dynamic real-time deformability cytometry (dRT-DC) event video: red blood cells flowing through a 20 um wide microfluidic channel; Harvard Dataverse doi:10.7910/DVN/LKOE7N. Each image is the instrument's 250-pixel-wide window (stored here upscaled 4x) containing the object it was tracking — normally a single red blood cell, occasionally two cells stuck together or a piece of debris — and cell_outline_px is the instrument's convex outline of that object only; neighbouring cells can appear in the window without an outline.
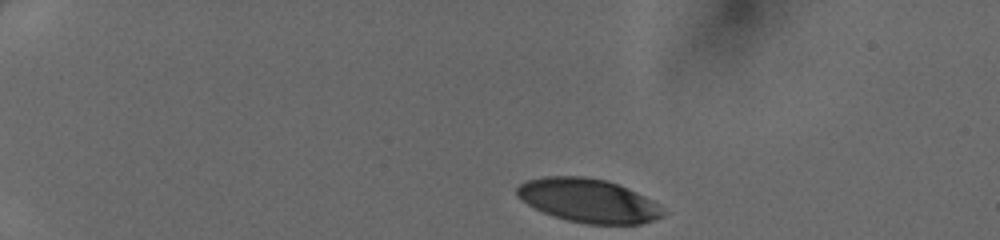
{"species": "human", "species_latin": "Homo sapiens", "temperature_condition": "cold", "stored_images_in_passage": 34, "camera_frame_rate_fps": 3000, "um_per_image_px": 0.085, "donor": {"sex": "female"}, "frame": {"image": 1, "passage_image": 1, "time_ms": 0.0, "image_size_px": [1000, 240], "cell_outline_px": [[664, 216], [640, 224], [584, 224], [568, 220], [544, 212], [520, 200], [516, 196], [516, 188], [520, 184], [528, 180], [544, 176], [584, 176], [604, 180], [616, 184], [636, 192], [652, 200], [664, 212]], "centroid_in_image_um": [49.97, 17.05], "position_along_channel_um": 35.0, "area_um2": 36.82}}
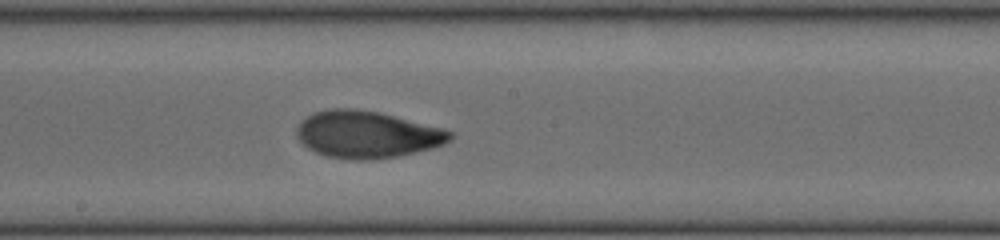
{"frame": {"image": 2, "passage_image": 20, "time_ms": 6.333, "image_size_px": [1000, 240], "cell_outline_px": [[456, 136], [452, 140], [444, 144], [432, 148], [416, 152], [396, 156], [368, 160], [352, 160], [328, 156], [316, 152], [308, 148], [296, 136], [296, 128], [300, 120], [312, 112], [328, 108], [356, 108], [380, 112], [444, 128], [452, 132]], "centroid_in_image_um": [31.2, 11.41], "position_along_channel_um": 217.0, "area_um2": 42.48}}
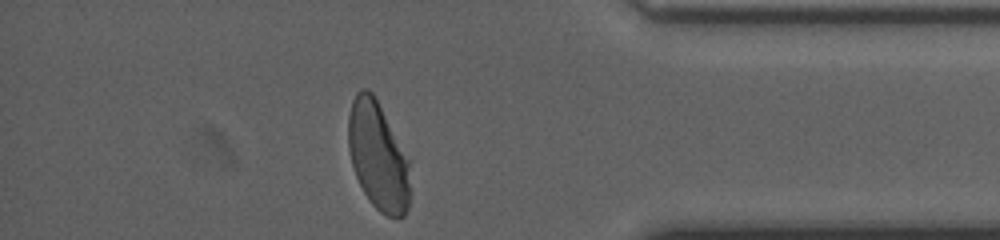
{"frame": {"image": 3, "passage_image": 34, "time_ms": 11.0, "image_size_px": [1000, 240], "cell_outline_px": [[412, 192], [408, 208], [404, 216], [388, 216], [380, 212], [372, 204], [364, 192], [356, 176], [352, 164], [348, 148], [348, 116], [352, 100], [356, 92], [360, 88], [368, 88], [376, 96], [408, 160]], "centroid_in_image_um": [32.13, 13.25], "position_along_channel_um": 403.1, "area_um2": 39.19}}